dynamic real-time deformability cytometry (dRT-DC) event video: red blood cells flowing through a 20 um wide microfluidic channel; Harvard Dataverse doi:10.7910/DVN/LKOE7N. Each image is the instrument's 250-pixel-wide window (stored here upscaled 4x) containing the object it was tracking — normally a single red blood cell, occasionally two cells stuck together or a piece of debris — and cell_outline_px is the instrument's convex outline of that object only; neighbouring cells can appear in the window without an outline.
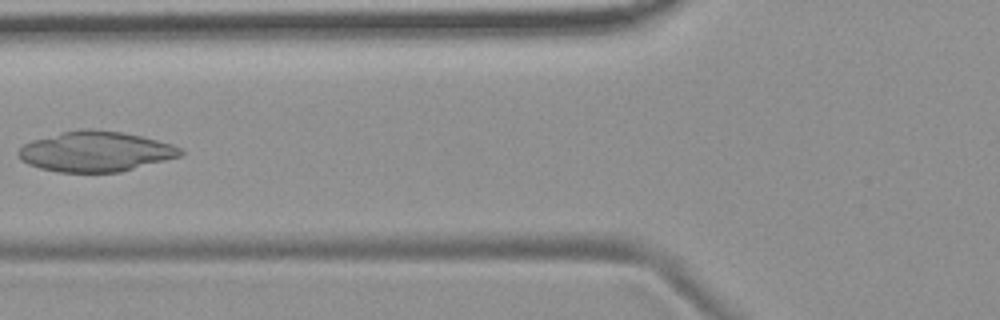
{"species": "common noctule bat (a hibernating species)", "species_latin": "Nyctalus noctula", "temperature_condition": "room temperature", "stored_images_in_passage": 7, "camera_frame_rate_fps": 3000, "um_per_image_px": 0.085, "animal": {"sex": "female", "body_mass_g": 19.9}, "frame": {"image": 1, "passage_image": 6, "time_ms": 7.0, "image_size_px": [1000, 320], "cell_outline_px": [[184, 152], [180, 156], [120, 172], [60, 172], [40, 168], [28, 164], [20, 160], [16, 156], [16, 152], [24, 144], [32, 140], [64, 132], [84, 128], [88, 128], [120, 132], [140, 136], [172, 144], [180, 148]], "centroid_in_image_um": [8.08, 12.88], "position_along_channel_um": 117.7, "area_um2": 37.74}}
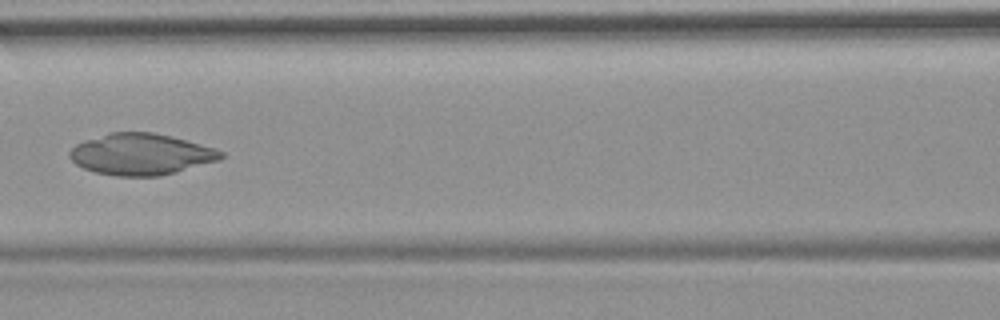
{"frame": {"image": 2, "passage_image": 7, "time_ms": 8.0, "image_size_px": [1000, 320], "cell_outline_px": [[224, 156], [220, 160], [176, 172], [160, 176], [116, 176], [96, 172], [84, 168], [76, 164], [68, 156], [68, 152], [76, 144], [84, 140], [108, 132], [152, 132], [172, 136], [216, 148], [224, 152]], "centroid_in_image_um": [11.99, 13.1], "position_along_channel_um": 154.6, "area_um2": 36.65}}